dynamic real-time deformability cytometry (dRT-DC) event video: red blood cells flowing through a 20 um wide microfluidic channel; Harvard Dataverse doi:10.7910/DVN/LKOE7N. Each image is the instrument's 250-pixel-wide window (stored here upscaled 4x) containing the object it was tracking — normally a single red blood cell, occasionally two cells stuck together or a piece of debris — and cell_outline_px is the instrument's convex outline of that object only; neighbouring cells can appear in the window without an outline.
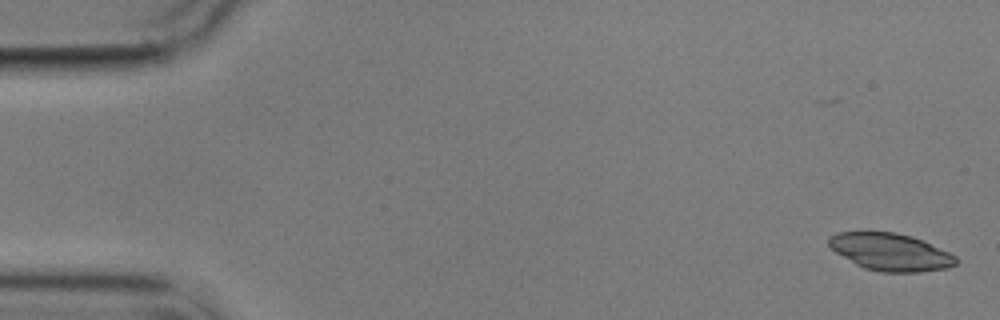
{"species": "common noctule bat (a hibernating species)", "species_latin": "Nyctalus noctula", "temperature_condition": "cold", "stored_images_in_passage": 4, "camera_frame_rate_fps": 3000, "um_per_image_px": 0.085, "animal": {"sex": "male", "body_mass_g": 17.9}, "frame": {"image": 1, "passage_image": 1, "time_ms": 0.0, "image_size_px": [1000, 320], "cell_outline_px": [[956, 264], [948, 268], [920, 272], [880, 272], [864, 268], [856, 264], [836, 252], [828, 244], [828, 236], [836, 232], [896, 232], [912, 236], [924, 240], [956, 256]], "centroid_in_image_um": [75.69, 21.41], "position_along_channel_um": 9.3, "area_um2": 27.69}}